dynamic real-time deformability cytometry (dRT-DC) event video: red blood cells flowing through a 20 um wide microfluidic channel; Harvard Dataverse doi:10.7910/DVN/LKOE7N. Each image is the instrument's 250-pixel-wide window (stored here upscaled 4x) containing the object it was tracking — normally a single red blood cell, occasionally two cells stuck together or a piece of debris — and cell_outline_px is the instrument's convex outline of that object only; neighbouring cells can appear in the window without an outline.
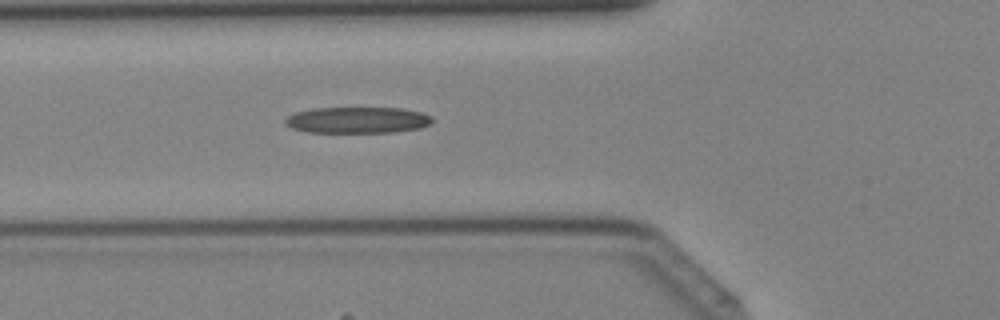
{"species": "Egyptian fruit bat (a non-hibernating species)", "species_latin": "Rousettus aegyptiacus", "temperature_condition": "cold", "stored_images_in_passage": 42, "camera_frame_rate_fps": 3000, "um_per_image_px": 0.085, "animal": {"sex": "female"}, "frame": {"image": 1, "passage_image": 16, "time_ms": 5.0, "image_size_px": [1000, 320], "cell_outline_px": [[432, 124], [420, 128], [392, 132], [308, 132], [292, 128], [284, 124], [284, 120], [288, 116], [296, 112], [312, 108], [400, 108], [420, 112], [432, 116]], "centroid_in_image_um": [30.38, 10.2], "position_along_channel_um": 95.4, "area_um2": 22.48}}
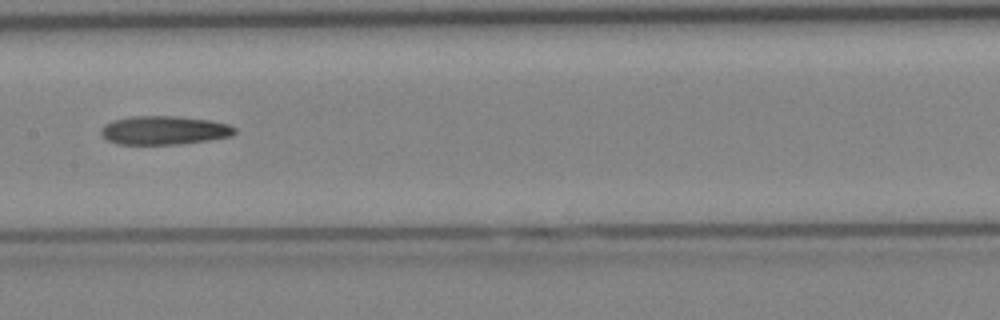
{"frame": {"image": 2, "passage_image": 22, "time_ms": 7.0, "image_size_px": [1000, 320], "cell_outline_px": [[236, 132], [232, 136], [208, 140], [180, 144], [116, 144], [108, 140], [100, 132], [100, 128], [104, 124], [112, 120], [132, 116], [180, 116], [208, 120], [228, 124], [236, 128]], "centroid_in_image_um": [13.94, 11.07], "position_along_channel_um": 193.5, "area_um2": 22.43}}
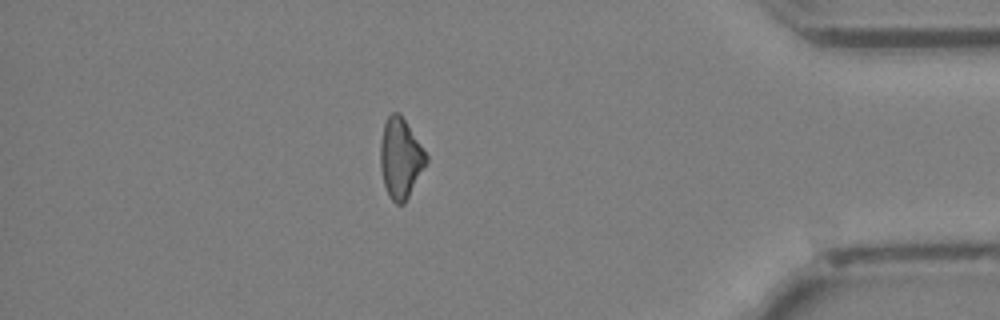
{"frame": {"image": 3, "passage_image": 37, "time_ms": 12.0, "image_size_px": [1000, 320], "cell_outline_px": [[428, 160], [404, 204], [396, 204], [388, 196], [384, 184], [380, 168], [380, 144], [384, 124], [388, 116], [392, 112], [400, 112], [428, 156]], "centroid_in_image_um": [34.03, 13.44], "position_along_channel_um": 401.2, "area_um2": 21.27}}